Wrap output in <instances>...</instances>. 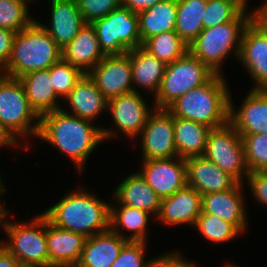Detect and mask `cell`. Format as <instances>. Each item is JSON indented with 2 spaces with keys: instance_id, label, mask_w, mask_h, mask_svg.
<instances>
[{
  "instance_id": "49",
  "label": "cell",
  "mask_w": 267,
  "mask_h": 267,
  "mask_svg": "<svg viewBox=\"0 0 267 267\" xmlns=\"http://www.w3.org/2000/svg\"><path fill=\"white\" fill-rule=\"evenodd\" d=\"M224 267H238V266H236L235 264H231V263L228 264V263H227V264L224 265ZM239 267H240V266H239Z\"/></svg>"
},
{
  "instance_id": "23",
  "label": "cell",
  "mask_w": 267,
  "mask_h": 267,
  "mask_svg": "<svg viewBox=\"0 0 267 267\" xmlns=\"http://www.w3.org/2000/svg\"><path fill=\"white\" fill-rule=\"evenodd\" d=\"M117 205H125L144 210L149 214H159L161 199L148 185L145 178L137 171L128 175L115 189L114 194Z\"/></svg>"
},
{
  "instance_id": "33",
  "label": "cell",
  "mask_w": 267,
  "mask_h": 267,
  "mask_svg": "<svg viewBox=\"0 0 267 267\" xmlns=\"http://www.w3.org/2000/svg\"><path fill=\"white\" fill-rule=\"evenodd\" d=\"M245 0H207L203 28L234 21L247 7Z\"/></svg>"
},
{
  "instance_id": "16",
  "label": "cell",
  "mask_w": 267,
  "mask_h": 267,
  "mask_svg": "<svg viewBox=\"0 0 267 267\" xmlns=\"http://www.w3.org/2000/svg\"><path fill=\"white\" fill-rule=\"evenodd\" d=\"M107 110L112 115L118 131L132 139L140 135L152 112L146 100L136 91L110 99Z\"/></svg>"
},
{
  "instance_id": "6",
  "label": "cell",
  "mask_w": 267,
  "mask_h": 267,
  "mask_svg": "<svg viewBox=\"0 0 267 267\" xmlns=\"http://www.w3.org/2000/svg\"><path fill=\"white\" fill-rule=\"evenodd\" d=\"M35 120L37 122L34 124ZM39 126L40 116L30 106L19 79L0 74V129L2 132L17 148V145H20L18 138L27 137L29 134L37 137Z\"/></svg>"
},
{
  "instance_id": "43",
  "label": "cell",
  "mask_w": 267,
  "mask_h": 267,
  "mask_svg": "<svg viewBox=\"0 0 267 267\" xmlns=\"http://www.w3.org/2000/svg\"><path fill=\"white\" fill-rule=\"evenodd\" d=\"M162 0H121L122 6L139 13L152 7L157 2Z\"/></svg>"
},
{
  "instance_id": "32",
  "label": "cell",
  "mask_w": 267,
  "mask_h": 267,
  "mask_svg": "<svg viewBox=\"0 0 267 267\" xmlns=\"http://www.w3.org/2000/svg\"><path fill=\"white\" fill-rule=\"evenodd\" d=\"M142 47L166 65L180 59L188 51V45L175 31L151 36L142 43Z\"/></svg>"
},
{
  "instance_id": "5",
  "label": "cell",
  "mask_w": 267,
  "mask_h": 267,
  "mask_svg": "<svg viewBox=\"0 0 267 267\" xmlns=\"http://www.w3.org/2000/svg\"><path fill=\"white\" fill-rule=\"evenodd\" d=\"M246 8L234 21L203 29L188 45V51L201 60L215 74L221 73V64L230 52L238 59L241 37L245 26L254 17Z\"/></svg>"
},
{
  "instance_id": "41",
  "label": "cell",
  "mask_w": 267,
  "mask_h": 267,
  "mask_svg": "<svg viewBox=\"0 0 267 267\" xmlns=\"http://www.w3.org/2000/svg\"><path fill=\"white\" fill-rule=\"evenodd\" d=\"M181 253L169 252L149 260L145 267H196L194 263L183 258Z\"/></svg>"
},
{
  "instance_id": "21",
  "label": "cell",
  "mask_w": 267,
  "mask_h": 267,
  "mask_svg": "<svg viewBox=\"0 0 267 267\" xmlns=\"http://www.w3.org/2000/svg\"><path fill=\"white\" fill-rule=\"evenodd\" d=\"M87 237L52 224L47 218L48 265H77Z\"/></svg>"
},
{
  "instance_id": "29",
  "label": "cell",
  "mask_w": 267,
  "mask_h": 267,
  "mask_svg": "<svg viewBox=\"0 0 267 267\" xmlns=\"http://www.w3.org/2000/svg\"><path fill=\"white\" fill-rule=\"evenodd\" d=\"M210 129L204 124L174 117V141L178 157L187 159L202 156Z\"/></svg>"
},
{
  "instance_id": "31",
  "label": "cell",
  "mask_w": 267,
  "mask_h": 267,
  "mask_svg": "<svg viewBox=\"0 0 267 267\" xmlns=\"http://www.w3.org/2000/svg\"><path fill=\"white\" fill-rule=\"evenodd\" d=\"M207 0H177L175 32L187 44L201 33Z\"/></svg>"
},
{
  "instance_id": "45",
  "label": "cell",
  "mask_w": 267,
  "mask_h": 267,
  "mask_svg": "<svg viewBox=\"0 0 267 267\" xmlns=\"http://www.w3.org/2000/svg\"><path fill=\"white\" fill-rule=\"evenodd\" d=\"M254 17L267 29V1L263 2L259 8H255Z\"/></svg>"
},
{
  "instance_id": "15",
  "label": "cell",
  "mask_w": 267,
  "mask_h": 267,
  "mask_svg": "<svg viewBox=\"0 0 267 267\" xmlns=\"http://www.w3.org/2000/svg\"><path fill=\"white\" fill-rule=\"evenodd\" d=\"M229 95V122L240 135L267 133V90L251 89L239 110Z\"/></svg>"
},
{
  "instance_id": "26",
  "label": "cell",
  "mask_w": 267,
  "mask_h": 267,
  "mask_svg": "<svg viewBox=\"0 0 267 267\" xmlns=\"http://www.w3.org/2000/svg\"><path fill=\"white\" fill-rule=\"evenodd\" d=\"M30 106L41 116L62 109L57 103L59 96L52 85L50 68L29 72L20 78Z\"/></svg>"
},
{
  "instance_id": "12",
  "label": "cell",
  "mask_w": 267,
  "mask_h": 267,
  "mask_svg": "<svg viewBox=\"0 0 267 267\" xmlns=\"http://www.w3.org/2000/svg\"><path fill=\"white\" fill-rule=\"evenodd\" d=\"M238 60L255 81L252 89L267 90V29L255 17L242 33Z\"/></svg>"
},
{
  "instance_id": "27",
  "label": "cell",
  "mask_w": 267,
  "mask_h": 267,
  "mask_svg": "<svg viewBox=\"0 0 267 267\" xmlns=\"http://www.w3.org/2000/svg\"><path fill=\"white\" fill-rule=\"evenodd\" d=\"M131 67L132 82L135 85L133 86L134 91L139 92L135 89L137 85L148 92L154 91V96H156L165 73L166 64L139 46L131 50Z\"/></svg>"
},
{
  "instance_id": "20",
  "label": "cell",
  "mask_w": 267,
  "mask_h": 267,
  "mask_svg": "<svg viewBox=\"0 0 267 267\" xmlns=\"http://www.w3.org/2000/svg\"><path fill=\"white\" fill-rule=\"evenodd\" d=\"M51 21L49 26L37 21L63 49L85 26L76 0H51Z\"/></svg>"
},
{
  "instance_id": "50",
  "label": "cell",
  "mask_w": 267,
  "mask_h": 267,
  "mask_svg": "<svg viewBox=\"0 0 267 267\" xmlns=\"http://www.w3.org/2000/svg\"><path fill=\"white\" fill-rule=\"evenodd\" d=\"M19 267H34V266H21V265H20Z\"/></svg>"
},
{
  "instance_id": "14",
  "label": "cell",
  "mask_w": 267,
  "mask_h": 267,
  "mask_svg": "<svg viewBox=\"0 0 267 267\" xmlns=\"http://www.w3.org/2000/svg\"><path fill=\"white\" fill-rule=\"evenodd\" d=\"M139 173L160 199L172 196L187 185L186 161L180 157L142 160Z\"/></svg>"
},
{
  "instance_id": "46",
  "label": "cell",
  "mask_w": 267,
  "mask_h": 267,
  "mask_svg": "<svg viewBox=\"0 0 267 267\" xmlns=\"http://www.w3.org/2000/svg\"><path fill=\"white\" fill-rule=\"evenodd\" d=\"M1 182H3L2 177H0V196L4 193V191L7 190L6 187L2 185L3 183ZM7 211L8 210L6 209V207L0 204V225H2L6 221L5 219L9 214V212Z\"/></svg>"
},
{
  "instance_id": "38",
  "label": "cell",
  "mask_w": 267,
  "mask_h": 267,
  "mask_svg": "<svg viewBox=\"0 0 267 267\" xmlns=\"http://www.w3.org/2000/svg\"><path fill=\"white\" fill-rule=\"evenodd\" d=\"M146 242L127 241L111 267H145Z\"/></svg>"
},
{
  "instance_id": "39",
  "label": "cell",
  "mask_w": 267,
  "mask_h": 267,
  "mask_svg": "<svg viewBox=\"0 0 267 267\" xmlns=\"http://www.w3.org/2000/svg\"><path fill=\"white\" fill-rule=\"evenodd\" d=\"M78 8L86 23L107 16L114 9L120 7L121 0H76Z\"/></svg>"
},
{
  "instance_id": "37",
  "label": "cell",
  "mask_w": 267,
  "mask_h": 267,
  "mask_svg": "<svg viewBox=\"0 0 267 267\" xmlns=\"http://www.w3.org/2000/svg\"><path fill=\"white\" fill-rule=\"evenodd\" d=\"M247 167L251 172L267 171V133L240 135Z\"/></svg>"
},
{
  "instance_id": "2",
  "label": "cell",
  "mask_w": 267,
  "mask_h": 267,
  "mask_svg": "<svg viewBox=\"0 0 267 267\" xmlns=\"http://www.w3.org/2000/svg\"><path fill=\"white\" fill-rule=\"evenodd\" d=\"M56 227L90 237L110 228V204L79 189L43 212Z\"/></svg>"
},
{
  "instance_id": "1",
  "label": "cell",
  "mask_w": 267,
  "mask_h": 267,
  "mask_svg": "<svg viewBox=\"0 0 267 267\" xmlns=\"http://www.w3.org/2000/svg\"><path fill=\"white\" fill-rule=\"evenodd\" d=\"M92 121L71 115L59 109L40 116L37 138L65 153L79 172L93 152L104 140L118 134L116 130L94 126ZM81 170V171H80Z\"/></svg>"
},
{
  "instance_id": "30",
  "label": "cell",
  "mask_w": 267,
  "mask_h": 267,
  "mask_svg": "<svg viewBox=\"0 0 267 267\" xmlns=\"http://www.w3.org/2000/svg\"><path fill=\"white\" fill-rule=\"evenodd\" d=\"M148 212L134 207L119 205L117 208L110 205V230L127 241H142L146 242L147 225L149 221ZM119 227V229H118ZM131 231V235H122L120 228Z\"/></svg>"
},
{
  "instance_id": "18",
  "label": "cell",
  "mask_w": 267,
  "mask_h": 267,
  "mask_svg": "<svg viewBox=\"0 0 267 267\" xmlns=\"http://www.w3.org/2000/svg\"><path fill=\"white\" fill-rule=\"evenodd\" d=\"M238 183L234 188L202 195V212L217 216L233 224L241 233L246 230L248 221L242 186Z\"/></svg>"
},
{
  "instance_id": "19",
  "label": "cell",
  "mask_w": 267,
  "mask_h": 267,
  "mask_svg": "<svg viewBox=\"0 0 267 267\" xmlns=\"http://www.w3.org/2000/svg\"><path fill=\"white\" fill-rule=\"evenodd\" d=\"M202 212V195L186 185L172 196L161 199L158 220L167 225L186 224L194 227Z\"/></svg>"
},
{
  "instance_id": "25",
  "label": "cell",
  "mask_w": 267,
  "mask_h": 267,
  "mask_svg": "<svg viewBox=\"0 0 267 267\" xmlns=\"http://www.w3.org/2000/svg\"><path fill=\"white\" fill-rule=\"evenodd\" d=\"M127 240L108 231L95 234L86 239L78 267H111Z\"/></svg>"
},
{
  "instance_id": "3",
  "label": "cell",
  "mask_w": 267,
  "mask_h": 267,
  "mask_svg": "<svg viewBox=\"0 0 267 267\" xmlns=\"http://www.w3.org/2000/svg\"><path fill=\"white\" fill-rule=\"evenodd\" d=\"M223 74H214L206 83L173 102L167 110L177 118L216 128L229 121V87Z\"/></svg>"
},
{
  "instance_id": "34",
  "label": "cell",
  "mask_w": 267,
  "mask_h": 267,
  "mask_svg": "<svg viewBox=\"0 0 267 267\" xmlns=\"http://www.w3.org/2000/svg\"><path fill=\"white\" fill-rule=\"evenodd\" d=\"M33 0H0V28L20 32L35 19L28 13V2Z\"/></svg>"
},
{
  "instance_id": "40",
  "label": "cell",
  "mask_w": 267,
  "mask_h": 267,
  "mask_svg": "<svg viewBox=\"0 0 267 267\" xmlns=\"http://www.w3.org/2000/svg\"><path fill=\"white\" fill-rule=\"evenodd\" d=\"M245 179L256 201L267 206V171L251 172Z\"/></svg>"
},
{
  "instance_id": "48",
  "label": "cell",
  "mask_w": 267,
  "mask_h": 267,
  "mask_svg": "<svg viewBox=\"0 0 267 267\" xmlns=\"http://www.w3.org/2000/svg\"><path fill=\"white\" fill-rule=\"evenodd\" d=\"M47 267H78L77 265H48Z\"/></svg>"
},
{
  "instance_id": "42",
  "label": "cell",
  "mask_w": 267,
  "mask_h": 267,
  "mask_svg": "<svg viewBox=\"0 0 267 267\" xmlns=\"http://www.w3.org/2000/svg\"><path fill=\"white\" fill-rule=\"evenodd\" d=\"M11 30L0 28V70L7 64L12 54L15 35Z\"/></svg>"
},
{
  "instance_id": "35",
  "label": "cell",
  "mask_w": 267,
  "mask_h": 267,
  "mask_svg": "<svg viewBox=\"0 0 267 267\" xmlns=\"http://www.w3.org/2000/svg\"><path fill=\"white\" fill-rule=\"evenodd\" d=\"M194 226L204 238L215 243L230 241L241 234L233 224L208 213H201Z\"/></svg>"
},
{
  "instance_id": "8",
  "label": "cell",
  "mask_w": 267,
  "mask_h": 267,
  "mask_svg": "<svg viewBox=\"0 0 267 267\" xmlns=\"http://www.w3.org/2000/svg\"><path fill=\"white\" fill-rule=\"evenodd\" d=\"M215 73L187 51L180 59L167 64L154 108L167 109L189 90L206 83Z\"/></svg>"
},
{
  "instance_id": "28",
  "label": "cell",
  "mask_w": 267,
  "mask_h": 267,
  "mask_svg": "<svg viewBox=\"0 0 267 267\" xmlns=\"http://www.w3.org/2000/svg\"><path fill=\"white\" fill-rule=\"evenodd\" d=\"M139 32L142 43L151 36L175 31L177 20V0H162L147 10L141 11Z\"/></svg>"
},
{
  "instance_id": "22",
  "label": "cell",
  "mask_w": 267,
  "mask_h": 267,
  "mask_svg": "<svg viewBox=\"0 0 267 267\" xmlns=\"http://www.w3.org/2000/svg\"><path fill=\"white\" fill-rule=\"evenodd\" d=\"M105 56L91 23L83 26L62 49V58L84 74H88Z\"/></svg>"
},
{
  "instance_id": "4",
  "label": "cell",
  "mask_w": 267,
  "mask_h": 267,
  "mask_svg": "<svg viewBox=\"0 0 267 267\" xmlns=\"http://www.w3.org/2000/svg\"><path fill=\"white\" fill-rule=\"evenodd\" d=\"M62 58V49L35 20L15 35L12 54L0 74L18 79L37 70L49 69Z\"/></svg>"
},
{
  "instance_id": "13",
  "label": "cell",
  "mask_w": 267,
  "mask_h": 267,
  "mask_svg": "<svg viewBox=\"0 0 267 267\" xmlns=\"http://www.w3.org/2000/svg\"><path fill=\"white\" fill-rule=\"evenodd\" d=\"M88 75L108 101L133 92L131 50L124 55H106Z\"/></svg>"
},
{
  "instance_id": "9",
  "label": "cell",
  "mask_w": 267,
  "mask_h": 267,
  "mask_svg": "<svg viewBox=\"0 0 267 267\" xmlns=\"http://www.w3.org/2000/svg\"><path fill=\"white\" fill-rule=\"evenodd\" d=\"M91 24L105 55H124L141 46L138 14L122 5Z\"/></svg>"
},
{
  "instance_id": "36",
  "label": "cell",
  "mask_w": 267,
  "mask_h": 267,
  "mask_svg": "<svg viewBox=\"0 0 267 267\" xmlns=\"http://www.w3.org/2000/svg\"><path fill=\"white\" fill-rule=\"evenodd\" d=\"M84 73L77 67L72 66L63 58L55 62L50 67L52 85L59 97L65 98Z\"/></svg>"
},
{
  "instance_id": "24",
  "label": "cell",
  "mask_w": 267,
  "mask_h": 267,
  "mask_svg": "<svg viewBox=\"0 0 267 267\" xmlns=\"http://www.w3.org/2000/svg\"><path fill=\"white\" fill-rule=\"evenodd\" d=\"M65 100L72 110L69 114L89 121H95L108 107V100L88 74L81 77Z\"/></svg>"
},
{
  "instance_id": "10",
  "label": "cell",
  "mask_w": 267,
  "mask_h": 267,
  "mask_svg": "<svg viewBox=\"0 0 267 267\" xmlns=\"http://www.w3.org/2000/svg\"><path fill=\"white\" fill-rule=\"evenodd\" d=\"M203 156L239 183H243V178L250 174L242 137L229 121L225 125L210 129Z\"/></svg>"
},
{
  "instance_id": "44",
  "label": "cell",
  "mask_w": 267,
  "mask_h": 267,
  "mask_svg": "<svg viewBox=\"0 0 267 267\" xmlns=\"http://www.w3.org/2000/svg\"><path fill=\"white\" fill-rule=\"evenodd\" d=\"M19 266V261L0 242V267Z\"/></svg>"
},
{
  "instance_id": "7",
  "label": "cell",
  "mask_w": 267,
  "mask_h": 267,
  "mask_svg": "<svg viewBox=\"0 0 267 267\" xmlns=\"http://www.w3.org/2000/svg\"><path fill=\"white\" fill-rule=\"evenodd\" d=\"M9 242L1 243L21 266L47 267L48 252L46 244L47 216L42 213L32 221L2 224Z\"/></svg>"
},
{
  "instance_id": "17",
  "label": "cell",
  "mask_w": 267,
  "mask_h": 267,
  "mask_svg": "<svg viewBox=\"0 0 267 267\" xmlns=\"http://www.w3.org/2000/svg\"><path fill=\"white\" fill-rule=\"evenodd\" d=\"M187 185L201 195L222 192L234 188L239 182L202 156L185 159Z\"/></svg>"
},
{
  "instance_id": "47",
  "label": "cell",
  "mask_w": 267,
  "mask_h": 267,
  "mask_svg": "<svg viewBox=\"0 0 267 267\" xmlns=\"http://www.w3.org/2000/svg\"><path fill=\"white\" fill-rule=\"evenodd\" d=\"M0 146H16L0 129Z\"/></svg>"
},
{
  "instance_id": "11",
  "label": "cell",
  "mask_w": 267,
  "mask_h": 267,
  "mask_svg": "<svg viewBox=\"0 0 267 267\" xmlns=\"http://www.w3.org/2000/svg\"><path fill=\"white\" fill-rule=\"evenodd\" d=\"M139 137L142 140V160L178 157L174 116L167 109L154 108Z\"/></svg>"
}]
</instances>
